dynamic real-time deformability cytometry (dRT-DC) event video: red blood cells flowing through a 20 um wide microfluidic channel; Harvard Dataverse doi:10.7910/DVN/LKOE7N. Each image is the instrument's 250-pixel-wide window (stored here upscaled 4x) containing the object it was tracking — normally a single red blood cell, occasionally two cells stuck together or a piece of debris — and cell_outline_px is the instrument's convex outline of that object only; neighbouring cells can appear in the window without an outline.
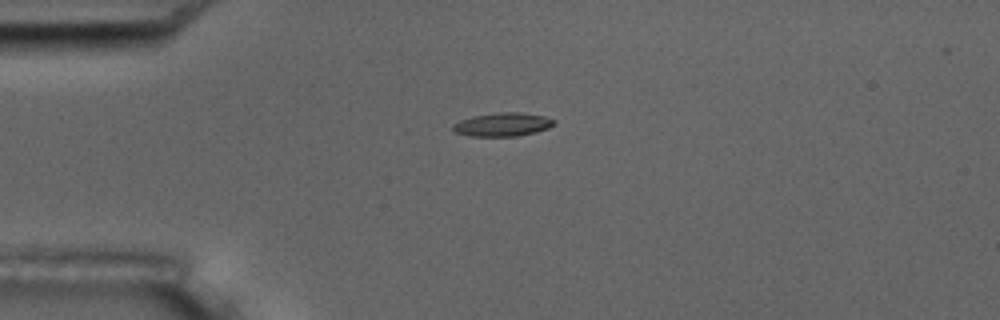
{"species": "common noctule bat (a hibernating species)", "species_latin": "Nyctalus noctula", "temperature_condition": "room temperature", "stored_images_in_passage": 1, "camera_frame_rate_fps": 3000, "um_per_image_px": 0.085, "animal": {"sex": "male", "body_mass_g": 17.5, "forearm_length_mm": 52.3}, "frame": {"image": 1, "passage_image": 1, "time_ms": 0.0, "image_size_px": [1000, 320], "cell_outline_px": [[556, 124], [548, 128], [536, 132], [516, 136], [472, 136], [452, 132], [452, 124], [460, 120], [472, 116], [500, 112], [520, 112], [544, 116], [556, 120]], "centroid_in_image_um": [42.72, 10.58], "position_along_channel_um": 42.3, "area_um2": 13.99}}